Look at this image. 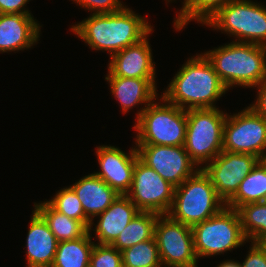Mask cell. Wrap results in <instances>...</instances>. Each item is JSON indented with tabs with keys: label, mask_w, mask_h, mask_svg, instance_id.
<instances>
[{
	"label": "cell",
	"mask_w": 266,
	"mask_h": 267,
	"mask_svg": "<svg viewBox=\"0 0 266 267\" xmlns=\"http://www.w3.org/2000/svg\"><path fill=\"white\" fill-rule=\"evenodd\" d=\"M128 154L110 145L99 146L96 151L101 171L94 174L119 195H126L131 188L135 163L138 158L136 146L132 147Z\"/></svg>",
	"instance_id": "cell-14"
},
{
	"label": "cell",
	"mask_w": 266,
	"mask_h": 267,
	"mask_svg": "<svg viewBox=\"0 0 266 267\" xmlns=\"http://www.w3.org/2000/svg\"><path fill=\"white\" fill-rule=\"evenodd\" d=\"M266 119L250 106L228 115L224 124L223 151L251 154L266 160Z\"/></svg>",
	"instance_id": "cell-9"
},
{
	"label": "cell",
	"mask_w": 266,
	"mask_h": 267,
	"mask_svg": "<svg viewBox=\"0 0 266 267\" xmlns=\"http://www.w3.org/2000/svg\"><path fill=\"white\" fill-rule=\"evenodd\" d=\"M151 103L137 113L134 129L138 132L135 144L184 146L187 110L168 103Z\"/></svg>",
	"instance_id": "cell-5"
},
{
	"label": "cell",
	"mask_w": 266,
	"mask_h": 267,
	"mask_svg": "<svg viewBox=\"0 0 266 267\" xmlns=\"http://www.w3.org/2000/svg\"><path fill=\"white\" fill-rule=\"evenodd\" d=\"M175 186L137 158L132 185L126 196L140 211L167 214L174 198Z\"/></svg>",
	"instance_id": "cell-11"
},
{
	"label": "cell",
	"mask_w": 266,
	"mask_h": 267,
	"mask_svg": "<svg viewBox=\"0 0 266 267\" xmlns=\"http://www.w3.org/2000/svg\"><path fill=\"white\" fill-rule=\"evenodd\" d=\"M27 2L29 0H0V14H31L24 8Z\"/></svg>",
	"instance_id": "cell-32"
},
{
	"label": "cell",
	"mask_w": 266,
	"mask_h": 267,
	"mask_svg": "<svg viewBox=\"0 0 266 267\" xmlns=\"http://www.w3.org/2000/svg\"><path fill=\"white\" fill-rule=\"evenodd\" d=\"M259 161L251 154L222 151L201 168L210 177L218 196L226 203Z\"/></svg>",
	"instance_id": "cell-13"
},
{
	"label": "cell",
	"mask_w": 266,
	"mask_h": 267,
	"mask_svg": "<svg viewBox=\"0 0 266 267\" xmlns=\"http://www.w3.org/2000/svg\"><path fill=\"white\" fill-rule=\"evenodd\" d=\"M109 82L111 93L121 104L123 113L135 105L144 103V109L155 102L157 86L155 78H126L119 76L105 77Z\"/></svg>",
	"instance_id": "cell-19"
},
{
	"label": "cell",
	"mask_w": 266,
	"mask_h": 267,
	"mask_svg": "<svg viewBox=\"0 0 266 267\" xmlns=\"http://www.w3.org/2000/svg\"><path fill=\"white\" fill-rule=\"evenodd\" d=\"M223 207L225 202L216 193L210 177L199 168L181 185L175 187L173 202L167 215L193 227L213 217Z\"/></svg>",
	"instance_id": "cell-4"
},
{
	"label": "cell",
	"mask_w": 266,
	"mask_h": 267,
	"mask_svg": "<svg viewBox=\"0 0 266 267\" xmlns=\"http://www.w3.org/2000/svg\"><path fill=\"white\" fill-rule=\"evenodd\" d=\"M251 246L241 267H266V244L251 242Z\"/></svg>",
	"instance_id": "cell-31"
},
{
	"label": "cell",
	"mask_w": 266,
	"mask_h": 267,
	"mask_svg": "<svg viewBox=\"0 0 266 267\" xmlns=\"http://www.w3.org/2000/svg\"><path fill=\"white\" fill-rule=\"evenodd\" d=\"M121 252L123 267H162L154 237Z\"/></svg>",
	"instance_id": "cell-27"
},
{
	"label": "cell",
	"mask_w": 266,
	"mask_h": 267,
	"mask_svg": "<svg viewBox=\"0 0 266 267\" xmlns=\"http://www.w3.org/2000/svg\"><path fill=\"white\" fill-rule=\"evenodd\" d=\"M79 38L94 50H104L110 57L134 45L150 34L153 29L144 17L130 8L123 7L118 12L90 14L71 27Z\"/></svg>",
	"instance_id": "cell-1"
},
{
	"label": "cell",
	"mask_w": 266,
	"mask_h": 267,
	"mask_svg": "<svg viewBox=\"0 0 266 267\" xmlns=\"http://www.w3.org/2000/svg\"><path fill=\"white\" fill-rule=\"evenodd\" d=\"M204 24L236 36V42L266 46V7L257 2L232 0Z\"/></svg>",
	"instance_id": "cell-7"
},
{
	"label": "cell",
	"mask_w": 266,
	"mask_h": 267,
	"mask_svg": "<svg viewBox=\"0 0 266 267\" xmlns=\"http://www.w3.org/2000/svg\"><path fill=\"white\" fill-rule=\"evenodd\" d=\"M148 36L149 34L140 42L113 54L108 64L107 76L156 78Z\"/></svg>",
	"instance_id": "cell-15"
},
{
	"label": "cell",
	"mask_w": 266,
	"mask_h": 267,
	"mask_svg": "<svg viewBox=\"0 0 266 267\" xmlns=\"http://www.w3.org/2000/svg\"><path fill=\"white\" fill-rule=\"evenodd\" d=\"M258 88L256 103L250 104V107L260 116L266 119V80L256 86Z\"/></svg>",
	"instance_id": "cell-33"
},
{
	"label": "cell",
	"mask_w": 266,
	"mask_h": 267,
	"mask_svg": "<svg viewBox=\"0 0 266 267\" xmlns=\"http://www.w3.org/2000/svg\"><path fill=\"white\" fill-rule=\"evenodd\" d=\"M226 117L227 113L217 107L187 110L184 148L198 168L223 151Z\"/></svg>",
	"instance_id": "cell-6"
},
{
	"label": "cell",
	"mask_w": 266,
	"mask_h": 267,
	"mask_svg": "<svg viewBox=\"0 0 266 267\" xmlns=\"http://www.w3.org/2000/svg\"><path fill=\"white\" fill-rule=\"evenodd\" d=\"M161 97L184 110L216 108L227 89L203 54L191 57L175 74Z\"/></svg>",
	"instance_id": "cell-2"
},
{
	"label": "cell",
	"mask_w": 266,
	"mask_h": 267,
	"mask_svg": "<svg viewBox=\"0 0 266 267\" xmlns=\"http://www.w3.org/2000/svg\"><path fill=\"white\" fill-rule=\"evenodd\" d=\"M136 150L143 163L175 187L199 169L195 167L197 165L190 159L184 146L136 144Z\"/></svg>",
	"instance_id": "cell-12"
},
{
	"label": "cell",
	"mask_w": 266,
	"mask_h": 267,
	"mask_svg": "<svg viewBox=\"0 0 266 267\" xmlns=\"http://www.w3.org/2000/svg\"><path fill=\"white\" fill-rule=\"evenodd\" d=\"M70 187L82 203L86 217L91 221L90 232L94 224L93 218L104 212L119 197L115 190L94 173L86 175Z\"/></svg>",
	"instance_id": "cell-18"
},
{
	"label": "cell",
	"mask_w": 266,
	"mask_h": 267,
	"mask_svg": "<svg viewBox=\"0 0 266 267\" xmlns=\"http://www.w3.org/2000/svg\"><path fill=\"white\" fill-rule=\"evenodd\" d=\"M40 27L31 14H0V52L30 48L38 41Z\"/></svg>",
	"instance_id": "cell-16"
},
{
	"label": "cell",
	"mask_w": 266,
	"mask_h": 267,
	"mask_svg": "<svg viewBox=\"0 0 266 267\" xmlns=\"http://www.w3.org/2000/svg\"><path fill=\"white\" fill-rule=\"evenodd\" d=\"M89 267H123L122 252L109 244H94Z\"/></svg>",
	"instance_id": "cell-29"
},
{
	"label": "cell",
	"mask_w": 266,
	"mask_h": 267,
	"mask_svg": "<svg viewBox=\"0 0 266 267\" xmlns=\"http://www.w3.org/2000/svg\"><path fill=\"white\" fill-rule=\"evenodd\" d=\"M34 209L43 217L58 242L83 237L89 228L82 222L56 211L47 201L34 203Z\"/></svg>",
	"instance_id": "cell-21"
},
{
	"label": "cell",
	"mask_w": 266,
	"mask_h": 267,
	"mask_svg": "<svg viewBox=\"0 0 266 267\" xmlns=\"http://www.w3.org/2000/svg\"><path fill=\"white\" fill-rule=\"evenodd\" d=\"M197 258L231 251L248 242L236 209L223 207L217 214L192 227Z\"/></svg>",
	"instance_id": "cell-8"
},
{
	"label": "cell",
	"mask_w": 266,
	"mask_h": 267,
	"mask_svg": "<svg viewBox=\"0 0 266 267\" xmlns=\"http://www.w3.org/2000/svg\"><path fill=\"white\" fill-rule=\"evenodd\" d=\"M217 267H241L240 262L233 261V260H225L224 262L220 263Z\"/></svg>",
	"instance_id": "cell-34"
},
{
	"label": "cell",
	"mask_w": 266,
	"mask_h": 267,
	"mask_svg": "<svg viewBox=\"0 0 266 267\" xmlns=\"http://www.w3.org/2000/svg\"><path fill=\"white\" fill-rule=\"evenodd\" d=\"M140 212L126 195H119L100 215L95 226V236L99 244L111 245Z\"/></svg>",
	"instance_id": "cell-20"
},
{
	"label": "cell",
	"mask_w": 266,
	"mask_h": 267,
	"mask_svg": "<svg viewBox=\"0 0 266 267\" xmlns=\"http://www.w3.org/2000/svg\"><path fill=\"white\" fill-rule=\"evenodd\" d=\"M26 239L27 267H51L58 240L43 217L34 209Z\"/></svg>",
	"instance_id": "cell-17"
},
{
	"label": "cell",
	"mask_w": 266,
	"mask_h": 267,
	"mask_svg": "<svg viewBox=\"0 0 266 267\" xmlns=\"http://www.w3.org/2000/svg\"><path fill=\"white\" fill-rule=\"evenodd\" d=\"M154 238L162 266L198 267L192 227L173 220L167 214L159 215Z\"/></svg>",
	"instance_id": "cell-10"
},
{
	"label": "cell",
	"mask_w": 266,
	"mask_h": 267,
	"mask_svg": "<svg viewBox=\"0 0 266 267\" xmlns=\"http://www.w3.org/2000/svg\"><path fill=\"white\" fill-rule=\"evenodd\" d=\"M159 215L155 212L140 211L111 245L118 251H123L133 245L152 239Z\"/></svg>",
	"instance_id": "cell-24"
},
{
	"label": "cell",
	"mask_w": 266,
	"mask_h": 267,
	"mask_svg": "<svg viewBox=\"0 0 266 267\" xmlns=\"http://www.w3.org/2000/svg\"><path fill=\"white\" fill-rule=\"evenodd\" d=\"M203 55L227 90L235 85L256 87L266 80V46L232 41Z\"/></svg>",
	"instance_id": "cell-3"
},
{
	"label": "cell",
	"mask_w": 266,
	"mask_h": 267,
	"mask_svg": "<svg viewBox=\"0 0 266 267\" xmlns=\"http://www.w3.org/2000/svg\"><path fill=\"white\" fill-rule=\"evenodd\" d=\"M243 233L253 243L266 244V203L255 202L237 209Z\"/></svg>",
	"instance_id": "cell-25"
},
{
	"label": "cell",
	"mask_w": 266,
	"mask_h": 267,
	"mask_svg": "<svg viewBox=\"0 0 266 267\" xmlns=\"http://www.w3.org/2000/svg\"><path fill=\"white\" fill-rule=\"evenodd\" d=\"M230 1L232 0H186L174 20V27L179 31L194 19L198 21L197 23L204 24Z\"/></svg>",
	"instance_id": "cell-26"
},
{
	"label": "cell",
	"mask_w": 266,
	"mask_h": 267,
	"mask_svg": "<svg viewBox=\"0 0 266 267\" xmlns=\"http://www.w3.org/2000/svg\"><path fill=\"white\" fill-rule=\"evenodd\" d=\"M47 202L56 211L67 217L82 221L88 228L90 227L91 221L86 217L82 203L70 186L58 191L55 197Z\"/></svg>",
	"instance_id": "cell-28"
},
{
	"label": "cell",
	"mask_w": 266,
	"mask_h": 267,
	"mask_svg": "<svg viewBox=\"0 0 266 267\" xmlns=\"http://www.w3.org/2000/svg\"><path fill=\"white\" fill-rule=\"evenodd\" d=\"M79 6L86 8L94 14L113 13L120 11L124 6L119 0H73Z\"/></svg>",
	"instance_id": "cell-30"
},
{
	"label": "cell",
	"mask_w": 266,
	"mask_h": 267,
	"mask_svg": "<svg viewBox=\"0 0 266 267\" xmlns=\"http://www.w3.org/2000/svg\"><path fill=\"white\" fill-rule=\"evenodd\" d=\"M266 196V160H260L242 180L236 193L225 206L238 209L240 206L262 202Z\"/></svg>",
	"instance_id": "cell-22"
},
{
	"label": "cell",
	"mask_w": 266,
	"mask_h": 267,
	"mask_svg": "<svg viewBox=\"0 0 266 267\" xmlns=\"http://www.w3.org/2000/svg\"><path fill=\"white\" fill-rule=\"evenodd\" d=\"M91 236L88 231L76 240L58 242L51 267H89L90 255L95 244L91 242Z\"/></svg>",
	"instance_id": "cell-23"
}]
</instances>
